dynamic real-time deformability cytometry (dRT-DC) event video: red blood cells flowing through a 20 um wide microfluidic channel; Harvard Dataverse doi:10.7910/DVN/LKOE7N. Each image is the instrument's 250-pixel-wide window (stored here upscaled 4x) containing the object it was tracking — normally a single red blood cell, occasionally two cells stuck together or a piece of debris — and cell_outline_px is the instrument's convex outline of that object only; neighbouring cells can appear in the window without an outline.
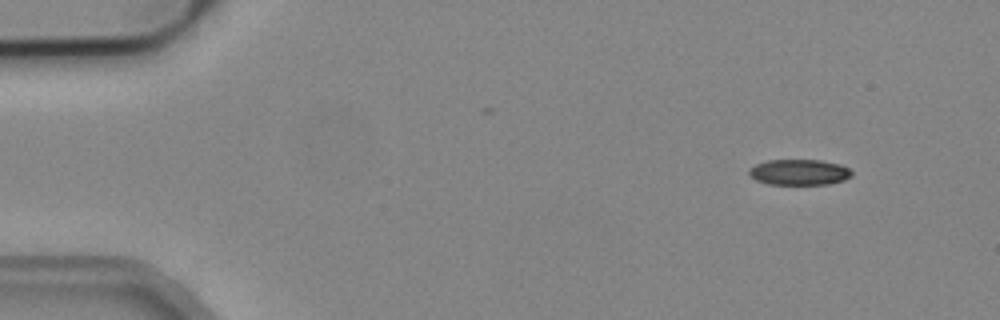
{"species": "common noctule bat (a hibernating species)", "species_latin": "Nyctalus noctula", "temperature_condition": "cold", "stored_images_in_passage": 5, "camera_frame_rate_fps": 3000, "um_per_image_px": 0.085, "animal": {"sex": "male", "body_mass_g": 19.2, "forearm_length_mm": 51.8}, "frame": {"image": 1, "passage_image": 1, "time_ms": 0.0, "image_size_px": [1000, 320], "cell_outline_px": [[852, 176], [844, 180], [828, 184], [768, 184], [756, 180], [748, 176], [748, 168], [756, 164], [768, 160], [820, 160], [840, 164], [848, 168], [852, 172]], "centroid_in_image_um": [67.9, 14.63], "position_along_channel_um": 17.1, "area_um2": 15.49}}
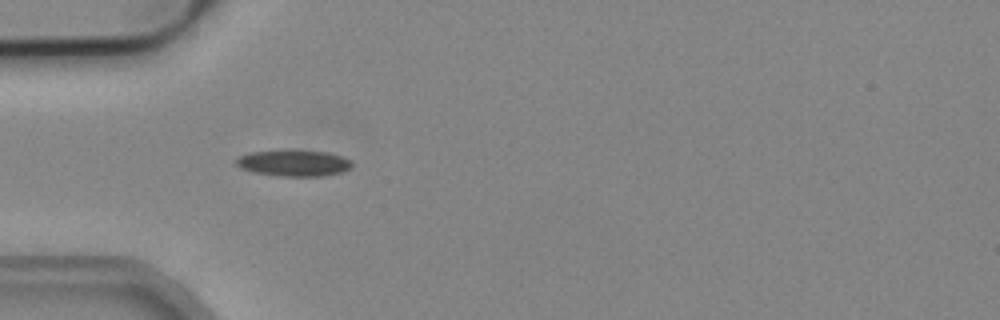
{"frame": {"image": 2, "passage_image": 4, "time_ms": 1.0, "image_size_px": [1000, 320], "cell_outline_px": [[352, 164], [344, 172], [324, 176], [280, 176], [256, 172], [240, 168], [236, 164], [236, 160], [240, 156], [252, 152], [280, 148], [292, 148], [328, 152], [352, 160]], "centroid_in_image_um": [24.98, 13.82], "position_along_channel_um": 60.0, "area_um2": 18.26}}